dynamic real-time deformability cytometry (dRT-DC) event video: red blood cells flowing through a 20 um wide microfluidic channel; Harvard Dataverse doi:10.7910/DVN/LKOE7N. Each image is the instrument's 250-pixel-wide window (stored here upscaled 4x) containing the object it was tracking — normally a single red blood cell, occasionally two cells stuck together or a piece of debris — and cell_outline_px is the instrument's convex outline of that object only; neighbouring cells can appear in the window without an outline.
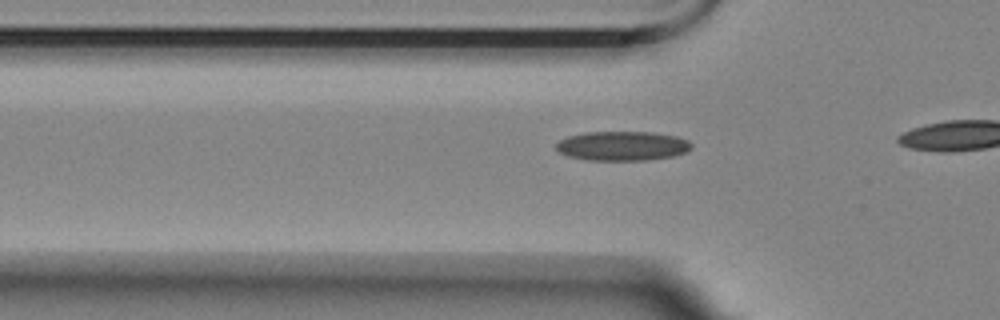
{"species": "Egyptian fruit bat (a non-hibernating species)", "species_latin": "Rousettus aegyptiacus", "temperature_condition": "room temperature", "stored_images_in_passage": 20, "camera_frame_rate_fps": 3000, "um_per_image_px": 0.085, "animal": {"sex": "female"}, "frame": {"image": 1, "passage_image": 14, "time_ms": 4.333, "image_size_px": [1000, 320], "cell_outline_px": [[692, 148], [688, 152], [672, 156], [648, 160], [584, 160], [568, 156], [560, 152], [556, 148], [556, 144], [560, 140], [568, 136], [584, 132], [652, 132], [676, 136], [688, 140], [692, 144]], "centroid_in_image_um": [52.92, 12.4], "position_along_channel_um": 72.9, "area_um2": 23.29}}
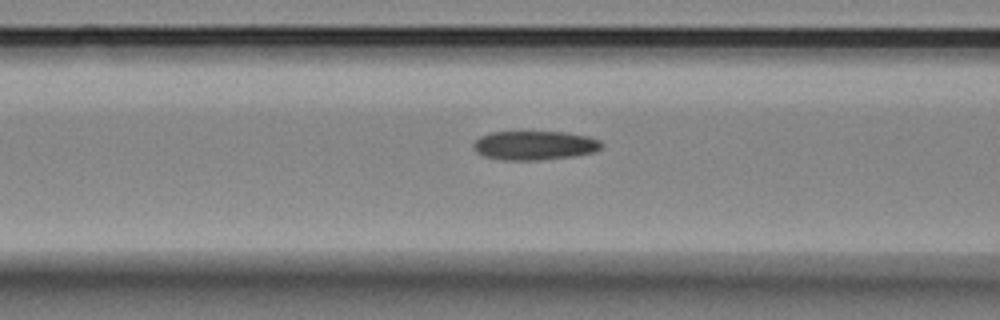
{"frame": {"image": 2, "passage_image": 18, "time_ms": 5.667, "image_size_px": [1000, 320], "cell_outline_px": [[604, 144], [596, 152], [572, 156], [540, 160], [500, 160], [484, 156], [476, 152], [472, 148], [472, 144], [480, 136], [488, 132], [568, 132], [588, 136], [600, 140]], "centroid_in_image_um": [45.43, 12.36], "position_along_channel_um": 121.2, "area_um2": 21.96}}